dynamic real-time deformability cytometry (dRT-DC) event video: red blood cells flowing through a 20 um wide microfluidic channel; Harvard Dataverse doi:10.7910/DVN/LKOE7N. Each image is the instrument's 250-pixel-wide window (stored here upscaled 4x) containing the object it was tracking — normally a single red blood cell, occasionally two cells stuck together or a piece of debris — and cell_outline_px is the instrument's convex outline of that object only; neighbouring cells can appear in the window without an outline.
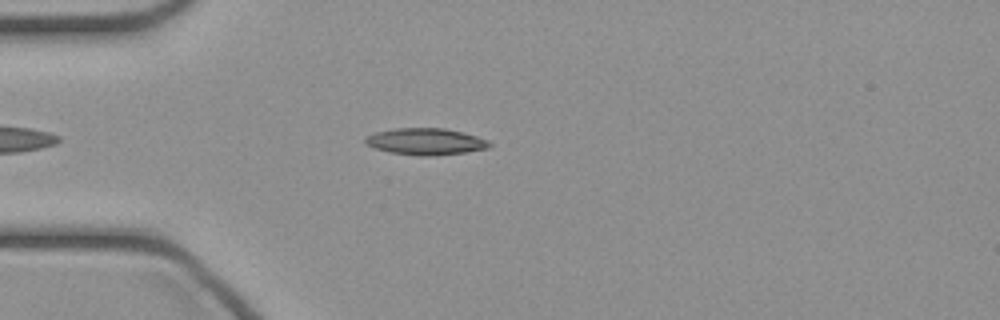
{"species": "common noctule bat (a hibernating species)", "species_latin": "Nyctalus noctula", "temperature_condition": "cold", "stored_images_in_passage": 41, "camera_frame_rate_fps": 3000, "um_per_image_px": 0.085, "animal": {"sex": "female", "body_mass_g": 21.9}, "frame": {"image": 1, "passage_image": 7, "time_ms": 2.0, "image_size_px": [1000, 320], "cell_outline_px": [[492, 144], [488, 148], [468, 152], [432, 156], [416, 156], [388, 152], [364, 144], [364, 136], [376, 132], [396, 128], [444, 128], [476, 136], [488, 140]], "centroid_in_image_um": [36.15, 12.04], "position_along_channel_um": 48.9, "area_um2": 19.42}}
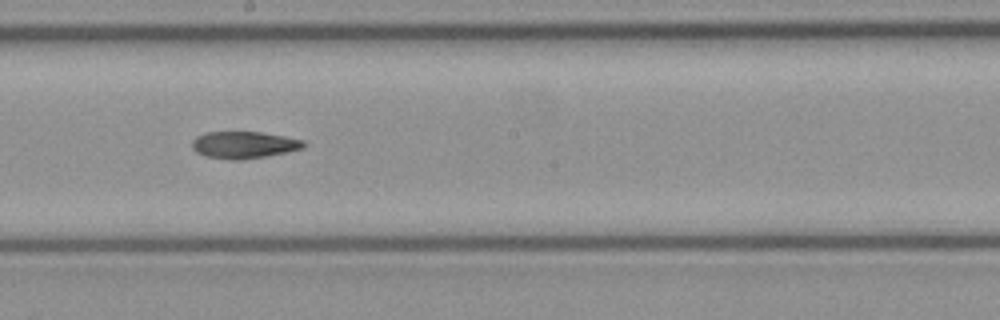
{"frame": {"image": 2, "passage_image": 20, "time_ms": 6.333, "image_size_px": [1000, 320], "cell_outline_px": [[308, 144], [304, 148], [288, 152], [240, 160], [228, 160], [204, 156], [196, 152], [192, 148], [192, 140], [196, 136], [204, 132], [260, 132], [284, 136], [304, 140]], "centroid_in_image_um": [20.73, 12.31], "position_along_channel_um": 227.5, "area_um2": 17.74}}
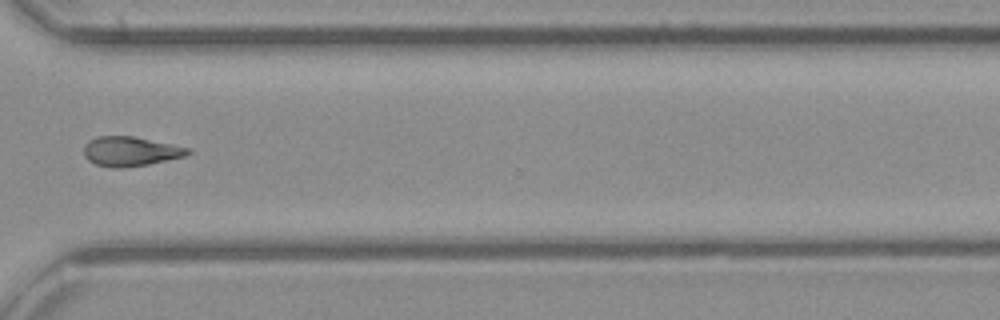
{"frame": {"image": 3, "passage_image": 29, "time_ms": 9.333, "image_size_px": [1000, 320], "cell_outline_px": [[192, 152], [184, 156], [148, 164], [124, 168], [112, 168], [96, 164], [88, 160], [84, 156], [84, 144], [88, 140], [96, 136], [132, 136], [192, 148]], "centroid_in_image_um": [11.07, 12.86], "position_along_channel_um": 359.5, "area_um2": 17.98}}